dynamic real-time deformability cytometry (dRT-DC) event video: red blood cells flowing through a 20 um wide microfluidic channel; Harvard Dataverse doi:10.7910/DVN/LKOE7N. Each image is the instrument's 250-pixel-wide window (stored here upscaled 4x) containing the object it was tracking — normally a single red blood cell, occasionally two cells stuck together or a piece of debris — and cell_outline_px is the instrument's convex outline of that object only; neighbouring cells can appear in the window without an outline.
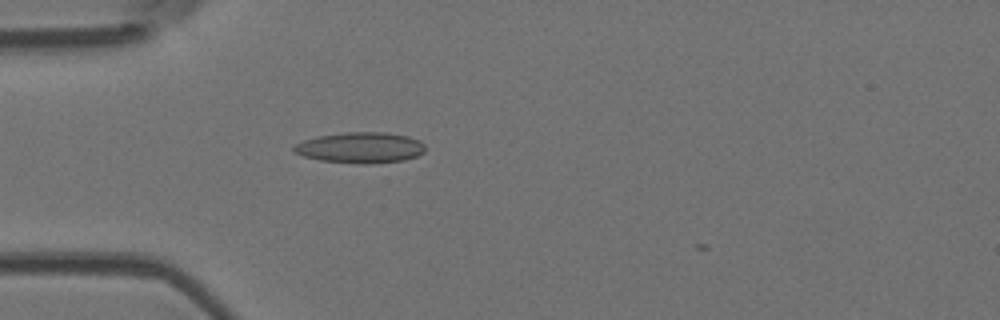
{"species": "Egyptian fruit bat (a non-hibernating species)", "species_latin": "Rousettus aegyptiacus", "temperature_condition": "room temperature", "stored_images_in_passage": 1, "camera_frame_rate_fps": 3000, "um_per_image_px": 0.085, "animal": {"sex": "female"}, "frame": {"image": 1, "passage_image": 1, "time_ms": 0.0, "image_size_px": [1000, 320], "cell_outline_px": [[424, 152], [416, 156], [404, 160], [372, 164], [364, 164], [320, 160], [304, 156], [296, 152], [292, 148], [296, 144], [304, 140], [320, 136], [344, 132], [388, 132], [408, 136], [420, 140], [424, 144]], "centroid_in_image_um": [30.68, 12.54], "position_along_channel_um": 54.3, "area_um2": 23.52}}